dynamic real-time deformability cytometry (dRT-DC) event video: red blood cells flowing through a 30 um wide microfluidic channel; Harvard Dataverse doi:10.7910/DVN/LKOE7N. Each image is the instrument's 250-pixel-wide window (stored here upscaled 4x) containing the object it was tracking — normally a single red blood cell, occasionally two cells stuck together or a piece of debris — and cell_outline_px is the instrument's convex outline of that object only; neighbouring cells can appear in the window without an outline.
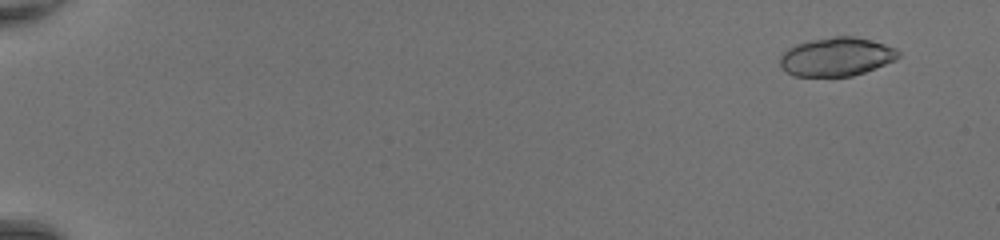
{"species": "common noctule bat (a hibernating species)", "species_latin": "Nyctalus noctula", "temperature_condition": "room temperature", "stored_images_in_passage": 23, "camera_frame_rate_fps": 3000, "um_per_image_px": 0.085, "animal": {"sex": "female", "body_mass_g": 20.0, "forearm_length_mm": 54.0}, "frame": {"image": 1, "passage_image": 4, "time_ms": 1.0, "image_size_px": [1000, 240], "cell_outline_px": [[900, 56], [896, 60], [864, 72], [852, 76], [792, 76], [780, 64], [780, 56], [788, 48], [796, 44], [812, 40], [832, 36], [856, 36], [884, 44], [896, 48], [900, 52]], "centroid_in_image_um": [71.12, 4.82], "position_along_channel_um": 13.9, "area_um2": 26.59}}
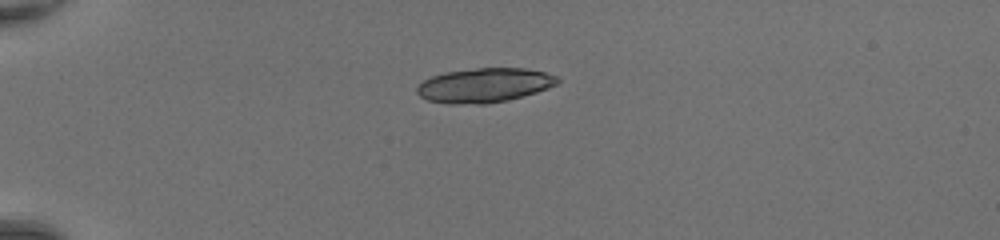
{"frame": {"image": 2, "passage_image": 15, "time_ms": 4.667, "image_size_px": [1000, 240], "cell_outline_px": [[560, 80], [556, 84], [548, 88], [536, 92], [508, 100], [484, 104], [448, 104], [428, 100], [420, 96], [416, 92], [416, 88], [424, 80], [432, 76], [444, 72], [476, 68], [524, 68], [544, 72], [556, 76]], "centroid_in_image_um": [41.15, 7.25], "position_along_channel_um": 43.9, "area_um2": 28.09}}